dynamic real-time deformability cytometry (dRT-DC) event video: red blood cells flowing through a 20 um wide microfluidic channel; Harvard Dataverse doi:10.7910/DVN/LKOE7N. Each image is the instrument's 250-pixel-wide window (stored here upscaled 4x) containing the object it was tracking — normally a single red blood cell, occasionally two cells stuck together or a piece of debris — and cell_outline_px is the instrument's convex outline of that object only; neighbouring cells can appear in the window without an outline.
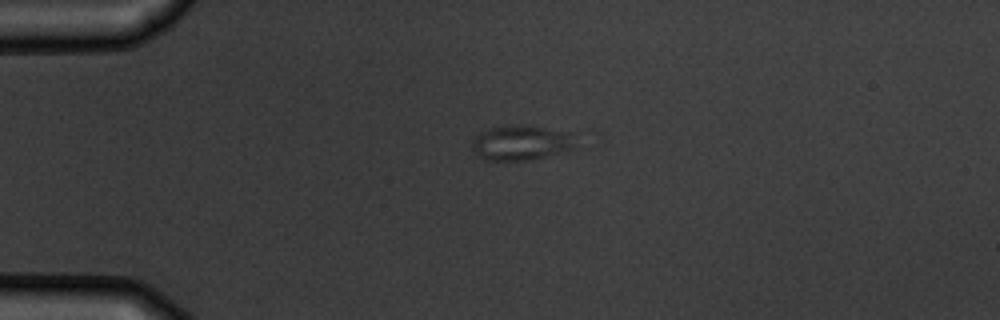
{"species": "common noctule bat (a hibernating species)", "species_latin": "Nyctalus noctula", "temperature_condition": "warm", "stored_images_in_passage": 6, "camera_frame_rate_fps": 3000, "um_per_image_px": 0.085, "animal": {"sex": "male", "body_mass_g": 19.5, "forearm_length_mm": 54.6}, "frame": {"image": 1, "passage_image": 1, "time_ms": 0.0, "image_size_px": [1000, 320], "cell_outline_px": [[576, 148], [528, 160], [488, 160], [480, 156], [472, 148], [472, 140], [480, 132], [492, 128], [516, 124], [524, 124], [576, 132]], "centroid_in_image_um": [44.39, 12.1], "position_along_channel_um": 40.6, "area_um2": 21.33}}
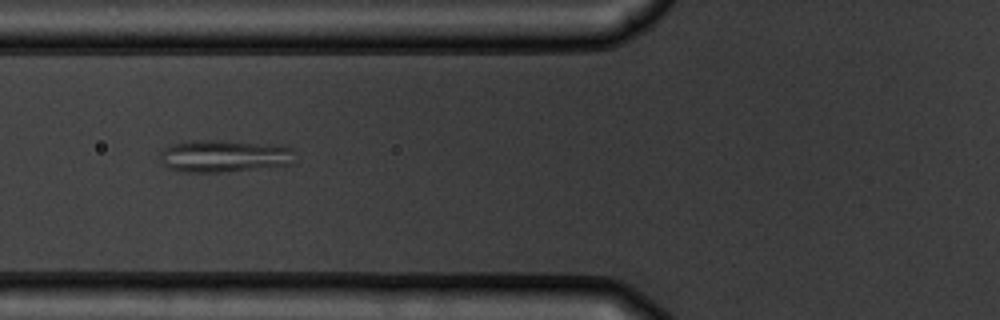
{"frame": {"image": 2, "passage_image": 3, "time_ms": 2.667, "image_size_px": [1000, 320], "cell_outline_px": [[292, 164], [228, 172], [180, 172], [168, 168], [160, 160], [160, 152], [164, 148], [172, 144], [192, 140], [216, 140], [284, 144], [292, 148]], "centroid_in_image_um": [19.05, 13.25], "position_along_channel_um": 106.7, "area_um2": 25.78}}
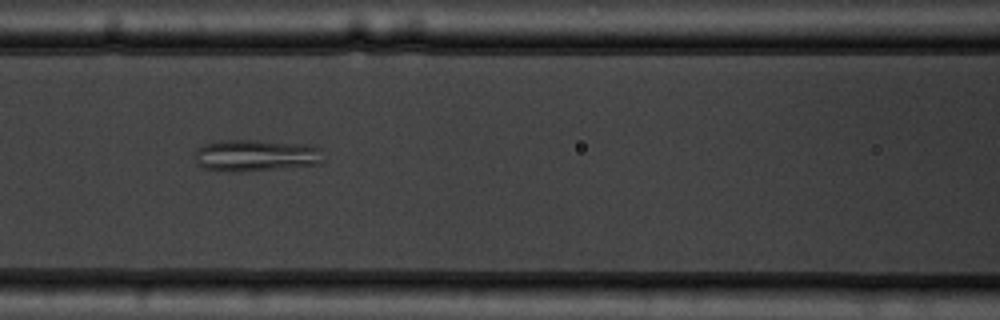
{"frame": {"image": 3, "passage_image": 4, "time_ms": 3.667, "image_size_px": [1000, 320], "cell_outline_px": [[320, 164], [240, 172], [236, 172], [204, 168], [196, 164], [192, 152], [196, 148], [204, 144], [224, 140], [252, 140], [308, 144], [320, 148]], "centroid_in_image_um": [21.66, 13.21], "position_along_channel_um": 144.9, "area_um2": 23.81}}